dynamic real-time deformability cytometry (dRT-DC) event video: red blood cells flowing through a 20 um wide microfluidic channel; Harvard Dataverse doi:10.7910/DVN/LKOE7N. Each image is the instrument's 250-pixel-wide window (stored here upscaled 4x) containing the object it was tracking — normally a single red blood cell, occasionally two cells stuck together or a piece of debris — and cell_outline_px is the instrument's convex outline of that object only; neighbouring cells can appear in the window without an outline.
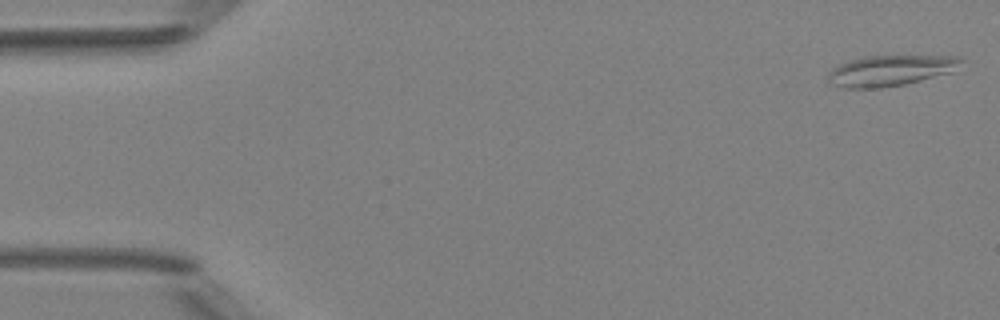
{"species": "Egyptian fruit bat (a non-hibernating species)", "species_latin": "Rousettus aegyptiacus", "temperature_condition": "room temperature", "stored_images_in_passage": 4, "camera_frame_rate_fps": 3000, "um_per_image_px": 0.085, "animal": {"sex": "female"}, "frame": {"image": 1, "passage_image": 1, "time_ms": 0.0, "image_size_px": [1000, 320], "cell_outline_px": [[964, 60], [952, 72], [904, 84], [880, 88], [840, 88], [828, 84], [828, 72], [832, 68], [840, 64], [864, 56], [960, 56]], "centroid_in_image_um": [75.64, 6.0], "position_along_channel_um": 9.4, "area_um2": 23.81}}